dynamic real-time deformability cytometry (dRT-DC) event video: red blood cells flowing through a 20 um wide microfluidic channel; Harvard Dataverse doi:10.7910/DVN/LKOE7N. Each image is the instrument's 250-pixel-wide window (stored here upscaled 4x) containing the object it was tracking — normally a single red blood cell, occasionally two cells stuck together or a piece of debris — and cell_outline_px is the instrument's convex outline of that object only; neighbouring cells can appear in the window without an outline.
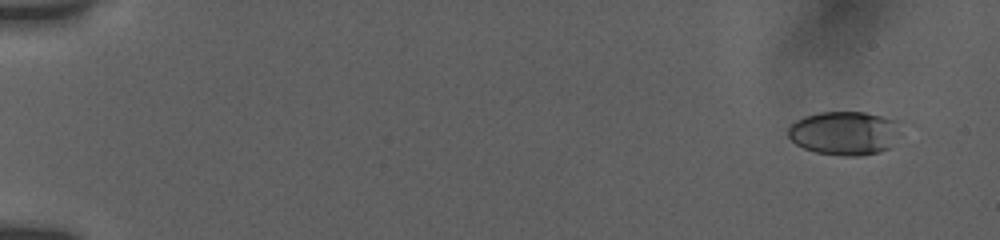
{"species": "human", "species_latin": "Homo sapiens", "temperature_condition": "room temperature", "stored_images_in_passage": 28, "camera_frame_rate_fps": 3000, "um_per_image_px": 0.085, "donor": {"sex": "female"}, "frame": {"image": 1, "passage_image": 2, "time_ms": 1.0, "image_size_px": [1000, 240], "cell_outline_px": [[904, 124], [888, 148], [880, 152], [860, 156], [844, 156], [816, 152], [804, 148], [796, 144], [788, 136], [788, 128], [796, 120], [804, 116], [820, 112], [864, 112], [904, 120]], "centroid_in_image_um": [71.84, 11.29], "position_along_channel_um": 13.2, "area_um2": 29.07}}
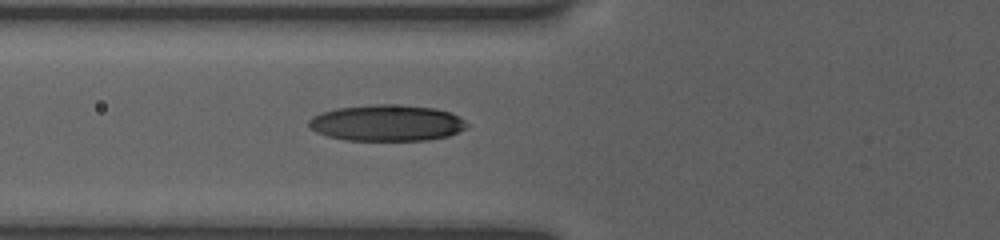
{"frame": {"image": 2, "passage_image": 17, "time_ms": 7.333, "image_size_px": [1000, 240], "cell_outline_px": [[468, 128], [448, 136], [428, 140], [344, 140], [328, 136], [316, 132], [308, 128], [308, 120], [312, 116], [320, 112], [336, 108], [372, 104], [388, 104], [436, 108], [448, 112], [464, 120], [468, 124]], "centroid_in_image_um": [32.83, 10.45], "position_along_channel_um": 93.0, "area_um2": 33.52}}
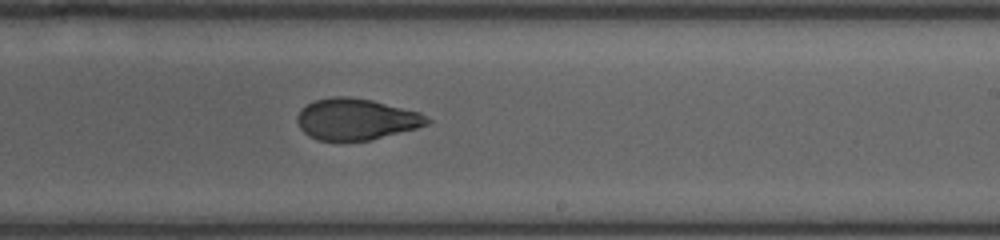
{"frame": {"image": 3, "passage_image": 28, "time_ms": 11.667, "image_size_px": [1000, 240], "cell_outline_px": [[432, 120], [428, 124], [416, 128], [368, 140], [316, 140], [308, 136], [300, 128], [296, 120], [296, 116], [308, 104], [316, 100], [332, 96], [352, 96], [372, 100], [420, 112]], "centroid_in_image_um": [30.26, 10.12], "position_along_channel_um": 258.7, "area_um2": 31.1}}